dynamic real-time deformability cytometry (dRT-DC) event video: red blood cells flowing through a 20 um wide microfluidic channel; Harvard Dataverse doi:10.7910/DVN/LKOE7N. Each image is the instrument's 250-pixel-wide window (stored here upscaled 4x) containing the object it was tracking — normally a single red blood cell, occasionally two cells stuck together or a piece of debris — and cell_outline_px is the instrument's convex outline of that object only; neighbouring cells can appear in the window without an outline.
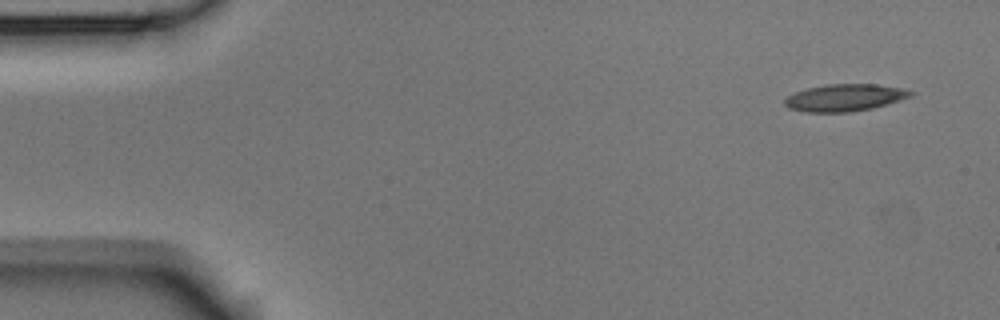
{"species": "Egyptian fruit bat (a non-hibernating species)", "species_latin": "Rousettus aegyptiacus", "temperature_condition": "room temperature", "stored_images_in_passage": 5, "camera_frame_rate_fps": 3000, "um_per_image_px": 0.085, "animal": {"sex": "male"}, "frame": {"image": 1, "passage_image": 1, "time_ms": 0.0, "image_size_px": [1000, 320], "cell_outline_px": [[916, 92], [912, 96], [900, 100], [872, 108], [848, 112], [808, 112], [788, 108], [784, 104], [784, 100], [788, 96], [796, 92], [808, 88], [824, 84], [876, 84], [900, 88]], "centroid_in_image_um": [71.81, 8.3], "position_along_channel_um": 13.2, "area_um2": 19.77}}
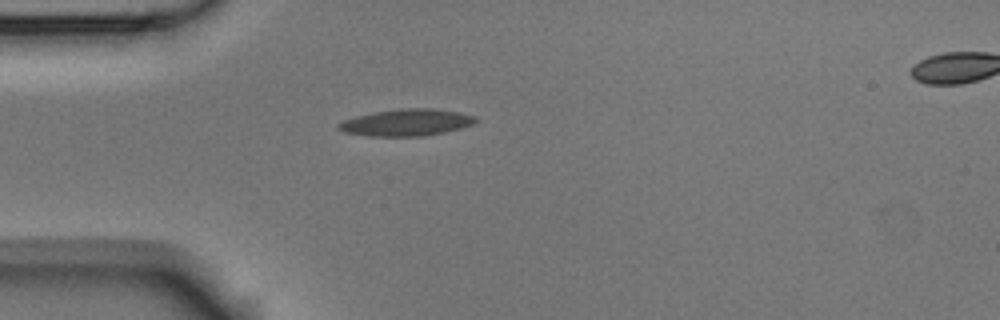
{"frame": {"image": 2, "passage_image": 4, "time_ms": 1.0, "image_size_px": [1000, 320], "cell_outline_px": [[480, 120], [472, 124], [460, 128], [444, 132], [424, 136], [368, 136], [344, 132], [336, 128], [336, 124], [344, 120], [356, 116], [372, 112], [408, 108], [432, 108], [456, 112], [476, 116]], "centroid_in_image_um": [34.53, 10.41], "position_along_channel_um": 50.5, "area_um2": 21.39}}